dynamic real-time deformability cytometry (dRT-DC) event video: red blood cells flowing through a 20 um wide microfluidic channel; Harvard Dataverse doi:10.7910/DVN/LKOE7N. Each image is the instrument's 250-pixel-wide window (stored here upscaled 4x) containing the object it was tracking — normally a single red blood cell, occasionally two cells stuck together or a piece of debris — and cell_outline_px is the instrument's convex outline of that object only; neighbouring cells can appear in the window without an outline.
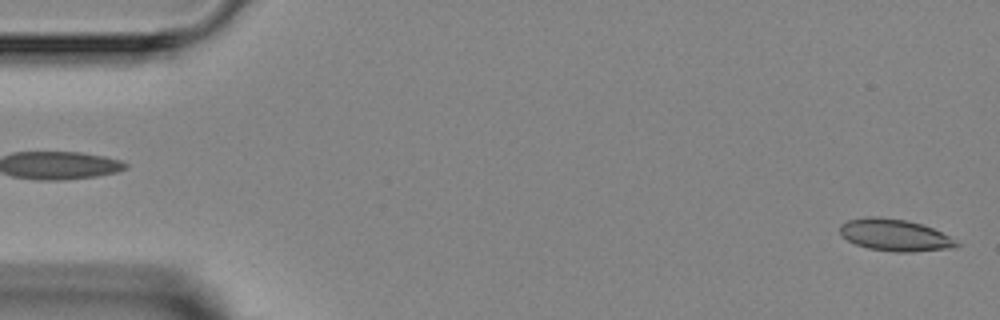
{"species": "Egyptian fruit bat (a non-hibernating species)", "species_latin": "Rousettus aegyptiacus", "temperature_condition": "room temperature", "stored_images_in_passage": 3, "segment_of_instrument_passage": [2, 2], "camera_frame_rate_fps": 3000, "um_per_image_px": 0.085, "animal": {"sex": "female"}, "frame": {"image": 1, "passage_image": 3, "time_ms": 2.0, "image_size_px": [1000, 320], "cell_outline_px": [[960, 244], [956, 248], [912, 252], [896, 252], [868, 248], [856, 244], [840, 236], [840, 224], [848, 220], [868, 216], [876, 216], [904, 220], [920, 224], [932, 228], [956, 240]], "centroid_in_image_um": [76.04, 19.99], "position_along_channel_um": 9.0, "area_um2": 21.62}}